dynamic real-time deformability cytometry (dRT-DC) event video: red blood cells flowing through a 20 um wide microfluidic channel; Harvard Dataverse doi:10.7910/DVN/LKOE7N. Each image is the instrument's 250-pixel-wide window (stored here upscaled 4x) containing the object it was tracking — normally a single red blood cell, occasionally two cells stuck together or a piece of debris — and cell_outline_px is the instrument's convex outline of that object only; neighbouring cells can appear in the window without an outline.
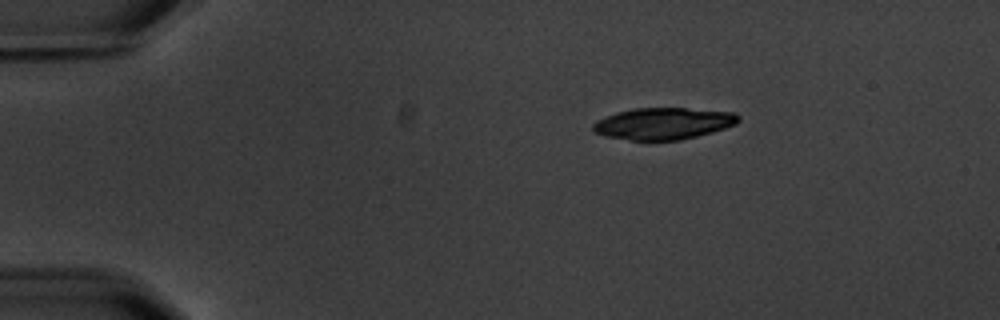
{"species": "common noctule bat (a hibernating species)", "species_latin": "Nyctalus noctula", "temperature_condition": "warm", "stored_images_in_passage": 3, "camera_frame_rate_fps": 3000, "um_per_image_px": 0.085, "animal": {"sex": "male", "body_mass_g": 20.1, "forearm_length_mm": 53.5}, "frame": {"image": 1, "passage_image": 1, "time_ms": 0.0, "image_size_px": [1000, 320], "cell_outline_px": [[740, 120], [736, 124], [712, 132], [680, 140], [632, 140], [604, 136], [592, 132], [592, 124], [596, 120], [616, 112], [636, 108], [684, 108], [736, 112], [740, 116]], "centroid_in_image_um": [56.37, 10.49], "position_along_channel_um": 28.6, "area_um2": 26.99}}